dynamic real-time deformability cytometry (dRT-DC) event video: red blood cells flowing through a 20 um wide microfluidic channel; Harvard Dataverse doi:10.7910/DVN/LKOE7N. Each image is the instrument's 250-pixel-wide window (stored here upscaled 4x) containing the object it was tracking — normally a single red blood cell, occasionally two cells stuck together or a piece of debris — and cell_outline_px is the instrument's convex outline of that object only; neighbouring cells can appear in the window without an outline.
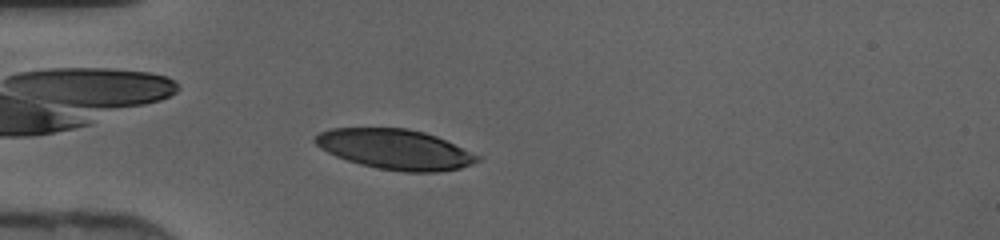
{"species": "human", "species_latin": "Homo sapiens", "temperature_condition": "cold", "stored_images_in_passage": 41, "camera_frame_rate_fps": 3000, "um_per_image_px": 0.085, "donor": {"sex": "female"}, "frame": {"image": 1, "passage_image": 8, "time_ms": 2.333, "image_size_px": [1000, 240], "cell_outline_px": [[480, 160], [472, 164], [460, 168], [436, 172], [404, 172], [376, 168], [360, 164], [336, 156], [320, 148], [312, 140], [320, 132], [332, 128], [408, 128], [424, 132], [436, 136], [480, 156]], "centroid_in_image_um": [33.57, 12.69], "position_along_channel_um": 51.4, "area_um2": 37.74}}
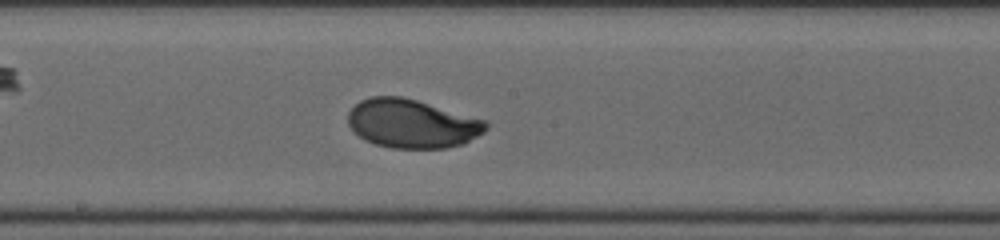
{"frame": {"image": 2, "passage_image": 20, "time_ms": 6.333, "image_size_px": [1000, 240], "cell_outline_px": [[488, 128], [484, 132], [464, 144], [444, 148], [392, 148], [376, 144], [364, 140], [348, 124], [348, 112], [360, 100], [372, 96], [400, 96], [416, 100], [484, 120], [488, 124]], "centroid_in_image_um": [35.01, 10.51], "position_along_channel_um": 213.2, "area_um2": 38.84}}
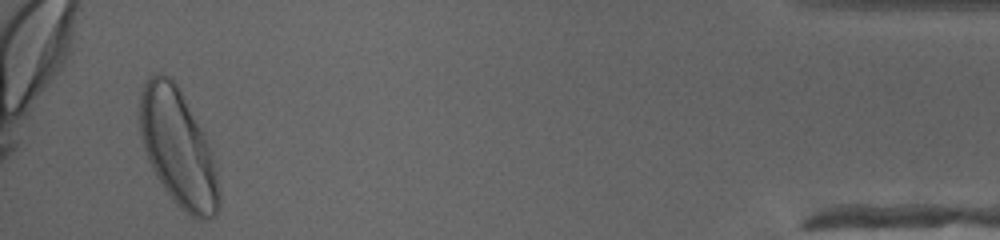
{"frame": {"image": 3, "passage_image": 39, "time_ms": 12.667, "image_size_px": [1000, 240], "cell_outline_px": [[220, 204], [216, 216], [208, 220], [196, 220], [180, 208], [172, 200], [156, 176], [144, 152], [140, 136], [140, 96], [144, 84], [148, 76], [156, 72], [160, 72], [176, 80], [204, 132], [216, 168], [220, 196]], "centroid_in_image_um": [15.14, 12.57], "position_along_channel_um": 420.1, "area_um2": 54.62}}